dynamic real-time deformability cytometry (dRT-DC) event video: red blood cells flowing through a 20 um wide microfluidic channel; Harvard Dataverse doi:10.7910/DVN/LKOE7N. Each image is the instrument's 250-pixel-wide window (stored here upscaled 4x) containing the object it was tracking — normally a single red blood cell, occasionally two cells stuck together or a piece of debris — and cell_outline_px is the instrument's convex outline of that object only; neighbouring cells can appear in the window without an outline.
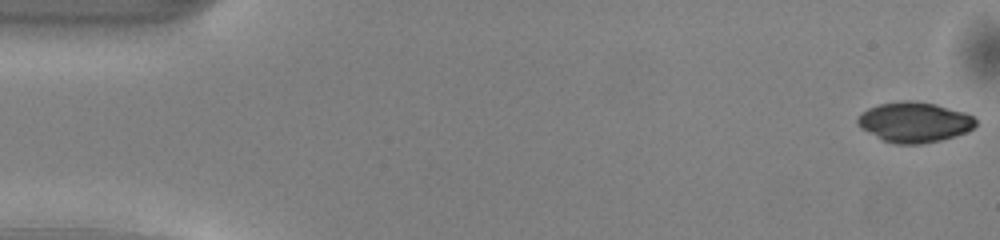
{"species": "common noctule bat (a hibernating species)", "species_latin": "Nyctalus noctula", "temperature_condition": "warm", "stored_images_in_passage": 49, "camera_frame_rate_fps": 3000, "um_per_image_px": 0.085, "animal": {"sex": "male", "body_mass_g": 13.0, "forearm_length_mm": 53.1}, "frame": {"image": 1, "passage_image": 1, "time_ms": 0.0, "image_size_px": [1000, 240], "cell_outline_px": [[976, 124], [968, 132], [956, 136], [924, 144], [896, 144], [884, 140], [860, 128], [856, 124], [856, 120], [868, 108], [880, 104], [904, 100], [908, 100], [936, 104], [964, 112], [972, 116], [976, 120]], "centroid_in_image_um": [77.73, 10.39], "position_along_channel_um": 7.3, "area_um2": 27.57}}
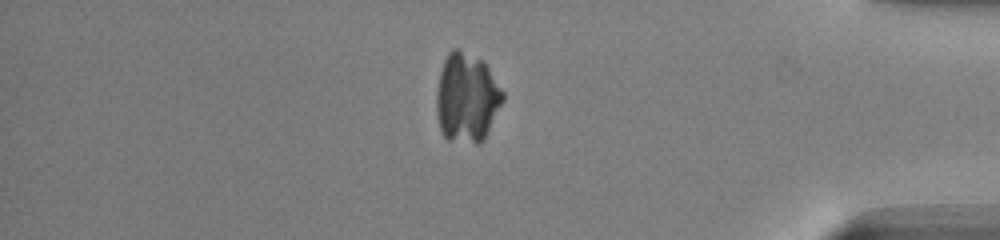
{"frame": {"image": 2, "passage_image": 42, "time_ms": 13.667, "image_size_px": [1000, 240], "cell_outline_px": [[504, 100], [484, 140], [480, 144], [476, 144], [448, 140], [444, 136], [440, 128], [436, 112], [436, 92], [440, 72], [444, 60], [448, 52], [452, 48], [456, 48], [484, 60], [504, 92]], "centroid_in_image_um": [39.68, 8.32], "position_along_channel_um": 395.5, "area_um2": 34.97}}
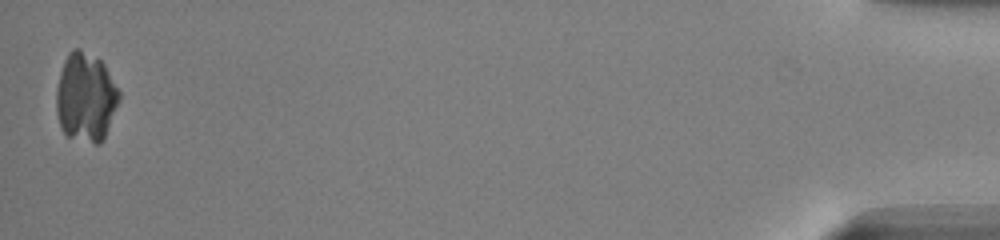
{"frame": {"image": 3, "passage_image": 49, "time_ms": 16.0, "image_size_px": [1000, 240], "cell_outline_px": [[120, 100], [104, 140], [100, 144], [96, 144], [68, 136], [64, 132], [60, 124], [56, 112], [56, 88], [60, 72], [64, 60], [68, 52], [72, 48], [80, 48], [100, 60], [104, 64], [120, 92]], "centroid_in_image_um": [7.29, 8.26], "position_along_channel_um": 427.9, "area_um2": 32.77}}